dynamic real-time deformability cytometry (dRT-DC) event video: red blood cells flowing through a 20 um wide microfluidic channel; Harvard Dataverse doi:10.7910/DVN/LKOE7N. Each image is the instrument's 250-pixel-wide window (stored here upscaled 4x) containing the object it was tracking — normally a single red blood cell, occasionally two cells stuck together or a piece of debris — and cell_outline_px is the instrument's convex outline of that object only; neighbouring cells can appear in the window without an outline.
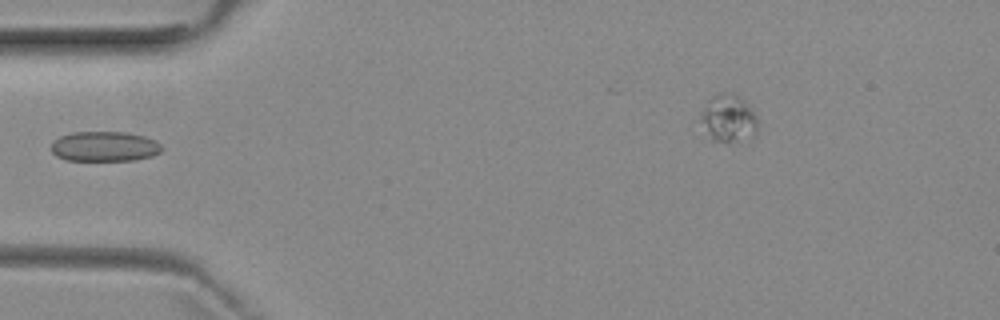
{"species": "common noctule bat (a hibernating species)", "species_latin": "Nyctalus noctula", "temperature_condition": "room temperature", "stored_images_in_passage": 3, "camera_frame_rate_fps": 3000, "um_per_image_px": 0.085, "animal": {"sex": "female", "body_mass_g": 29.2, "forearm_length_mm": 56.3}, "frame": {"image": 1, "passage_image": 2, "time_ms": 1.0, "image_size_px": [1000, 320], "cell_outline_px": [[164, 148], [160, 152], [152, 156], [136, 160], [64, 160], [56, 156], [52, 152], [52, 140], [60, 136], [72, 132], [124, 132], [144, 136], [156, 140]], "centroid_in_image_um": [8.89, 12.45], "position_along_channel_um": 76.1, "area_um2": 19.48}}
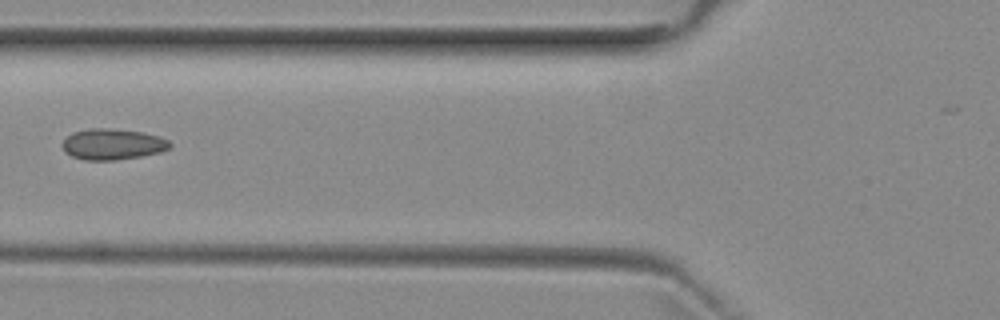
{"frame": {"image": 2, "passage_image": 3, "time_ms": 2.0, "image_size_px": [1000, 320], "cell_outline_px": [[172, 144], [168, 148], [160, 152], [140, 156], [116, 160], [84, 160], [72, 156], [64, 152], [60, 144], [72, 132], [88, 128], [108, 128], [140, 132], [160, 136], [168, 140]], "centroid_in_image_um": [9.53, 12.26], "position_along_channel_um": 116.3, "area_um2": 19.42}}